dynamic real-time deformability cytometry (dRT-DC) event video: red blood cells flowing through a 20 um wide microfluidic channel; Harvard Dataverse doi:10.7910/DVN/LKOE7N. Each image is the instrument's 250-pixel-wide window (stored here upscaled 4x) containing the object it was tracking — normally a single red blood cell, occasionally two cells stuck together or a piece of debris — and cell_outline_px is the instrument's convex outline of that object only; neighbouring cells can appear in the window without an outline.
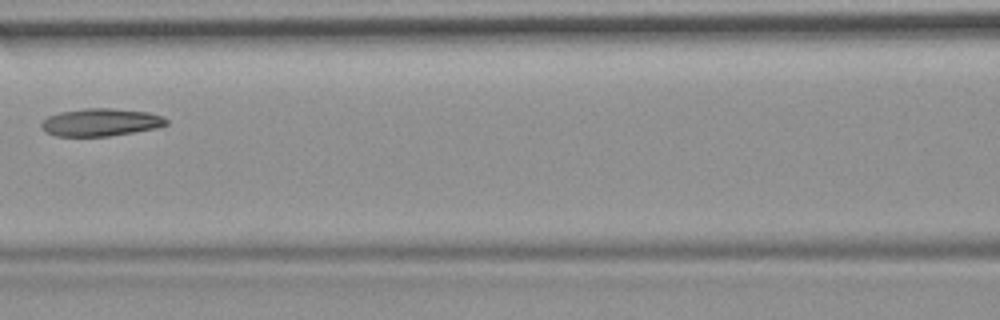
{"species": "common noctule bat (a hibernating species)", "species_latin": "Nyctalus noctula", "temperature_condition": "room temperature", "stored_images_in_passage": 6, "camera_frame_rate_fps": 3000, "um_per_image_px": 0.085, "animal": {"sex": "female", "body_mass_g": 19.9}, "frame": {"image": 1, "passage_image": 5, "time_ms": 4.667, "image_size_px": [1000, 320], "cell_outline_px": [[168, 124], [156, 128], [108, 136], [56, 136], [44, 132], [40, 128], [40, 120], [48, 116], [60, 112], [84, 108], [112, 108], [148, 112], [164, 116], [168, 120]], "centroid_in_image_um": [8.52, 10.39], "position_along_channel_um": 158.1, "area_um2": 20.35}}